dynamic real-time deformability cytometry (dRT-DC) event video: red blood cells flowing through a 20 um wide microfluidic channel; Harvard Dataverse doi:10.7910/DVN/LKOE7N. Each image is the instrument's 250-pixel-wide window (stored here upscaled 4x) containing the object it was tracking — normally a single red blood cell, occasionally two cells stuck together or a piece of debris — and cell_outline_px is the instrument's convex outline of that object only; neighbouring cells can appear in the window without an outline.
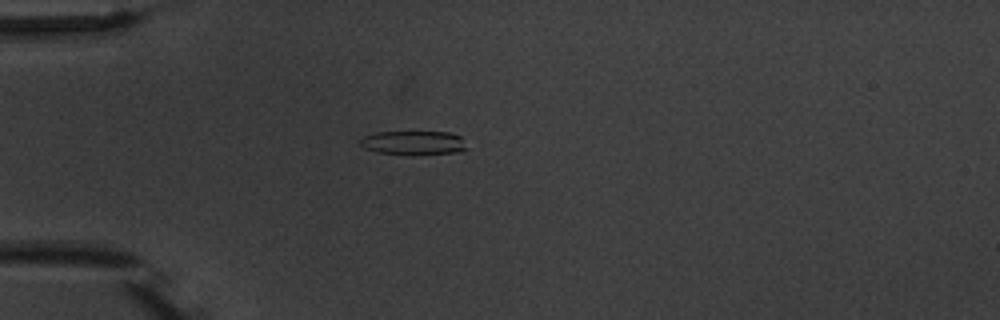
{"species": "common noctule bat (a hibernating species)", "species_latin": "Nyctalus noctula", "temperature_condition": "warm", "stored_images_in_passage": 2, "camera_frame_rate_fps": 3000, "um_per_image_px": 0.085, "animal": {"sex": "male", "body_mass_g": 20.1, "forearm_length_mm": 53.5}, "frame": {"image": 1, "passage_image": 1, "time_ms": 0.0, "image_size_px": [1000, 320], "cell_outline_px": [[468, 148], [460, 152], [416, 156], [412, 156], [376, 152], [364, 148], [360, 144], [360, 140], [364, 136], [376, 132], [448, 132], [460, 136]], "centroid_in_image_um": [35.16, 12.17], "position_along_channel_um": 49.8, "area_um2": 15.32}}